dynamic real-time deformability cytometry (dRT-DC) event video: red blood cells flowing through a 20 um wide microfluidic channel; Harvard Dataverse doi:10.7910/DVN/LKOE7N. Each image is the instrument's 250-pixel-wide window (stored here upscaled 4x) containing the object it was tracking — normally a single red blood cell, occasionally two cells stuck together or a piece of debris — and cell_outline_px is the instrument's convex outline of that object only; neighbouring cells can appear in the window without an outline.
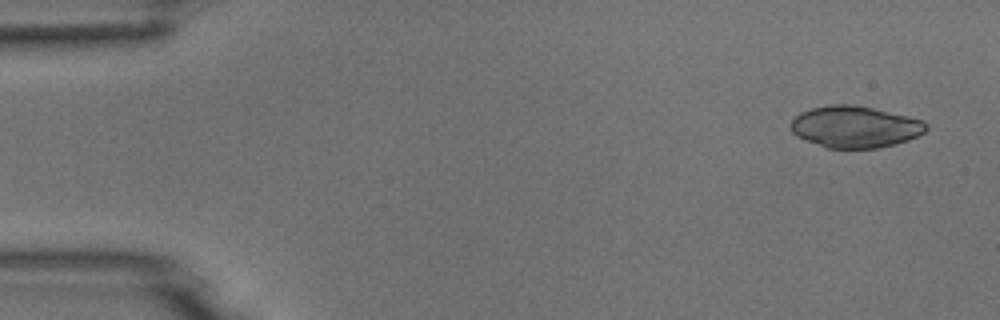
{"species": "common noctule bat (a hibernating species)", "species_latin": "Nyctalus noctula", "temperature_condition": "room temperature", "stored_images_in_passage": 4, "segment_of_instrument_passage": [2, 2], "camera_frame_rate_fps": 3000, "um_per_image_px": 0.085, "animal": {"sex": "male", "body_mass_g": 18.8}, "frame": {"image": 1, "passage_image": 4, "time_ms": 3.333, "image_size_px": [1000, 320], "cell_outline_px": [[928, 128], [924, 132], [908, 140], [876, 148], [828, 148], [804, 140], [796, 136], [792, 132], [792, 120], [800, 112], [812, 108], [828, 104], [852, 104], [872, 108], [908, 116], [924, 120], [928, 124]], "centroid_in_image_um": [72.67, 10.77], "position_along_channel_um": 12.3, "area_um2": 32.77}}